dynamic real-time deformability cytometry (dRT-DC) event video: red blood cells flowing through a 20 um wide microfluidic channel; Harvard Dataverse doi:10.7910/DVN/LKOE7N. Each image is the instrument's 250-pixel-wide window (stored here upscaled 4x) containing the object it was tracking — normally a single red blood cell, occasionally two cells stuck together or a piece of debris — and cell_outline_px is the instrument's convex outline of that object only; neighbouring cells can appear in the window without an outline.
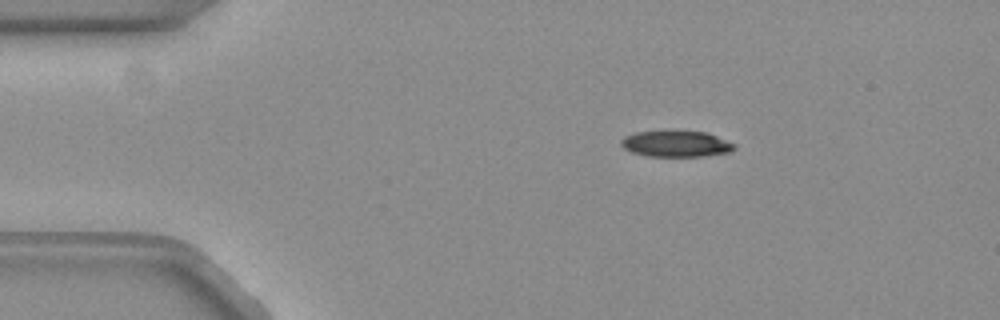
{"species": "common noctule bat (a hibernating species)", "species_latin": "Nyctalus noctula", "temperature_condition": "warm", "stored_images_in_passage": 52, "camera_frame_rate_fps": 3000, "um_per_image_px": 0.085, "animal": {"sex": "female", "body_mass_g": 19.3, "forearm_length_mm": 54.1}, "frame": {"image": 1, "passage_image": 8, "time_ms": 2.333, "image_size_px": [1000, 320], "cell_outline_px": [[736, 148], [728, 152], [700, 156], [648, 156], [632, 152], [624, 148], [620, 144], [620, 140], [624, 136], [636, 132], [704, 132], [716, 136], [736, 144]], "centroid_in_image_um": [57.44, 12.24], "position_along_channel_um": 27.6, "area_um2": 16.82}}
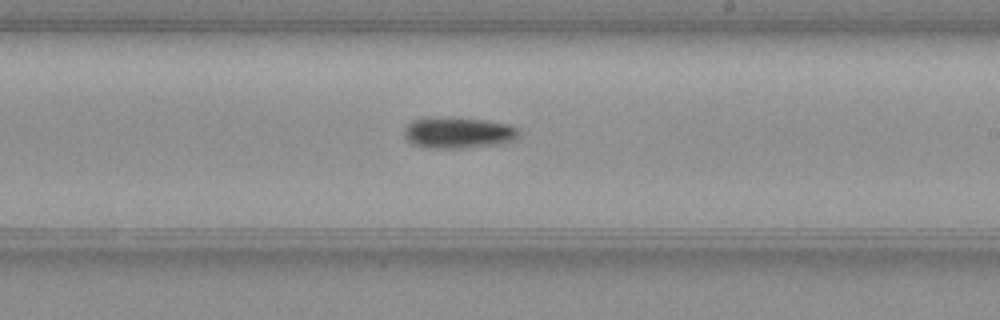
{"frame": {"image": 2, "passage_image": 30, "time_ms": 9.667, "image_size_px": [1000, 320], "cell_outline_px": [[520, 132], [512, 140], [496, 144], [460, 148], [424, 148], [412, 144], [404, 136], [404, 128], [412, 120], [432, 116], [484, 120], [508, 124], [520, 128]], "centroid_in_image_um": [38.89, 11.27], "position_along_channel_um": 250.1, "area_um2": 20.87}}
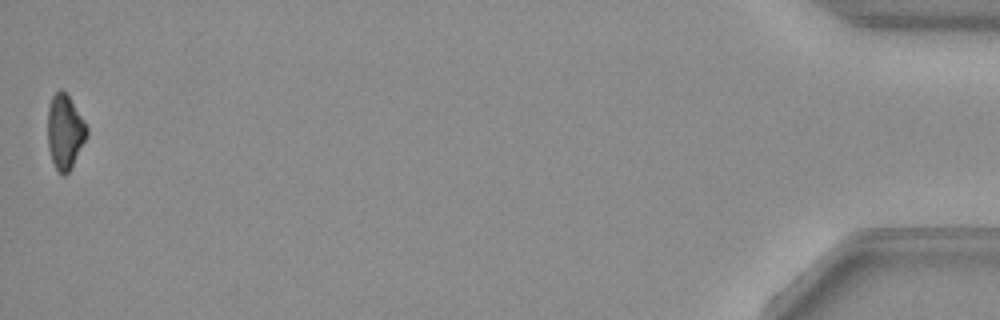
{"frame": {"image": 3, "passage_image": 52, "time_ms": 17.0, "image_size_px": [1000, 320], "cell_outline_px": [[88, 136], [72, 168], [64, 176], [60, 176], [56, 172], [48, 148], [48, 108], [52, 96], [60, 88], [68, 96], [84, 120], [88, 128]], "centroid_in_image_um": [5.52, 11.26], "position_along_channel_um": 429.7, "area_um2": 17.22}}